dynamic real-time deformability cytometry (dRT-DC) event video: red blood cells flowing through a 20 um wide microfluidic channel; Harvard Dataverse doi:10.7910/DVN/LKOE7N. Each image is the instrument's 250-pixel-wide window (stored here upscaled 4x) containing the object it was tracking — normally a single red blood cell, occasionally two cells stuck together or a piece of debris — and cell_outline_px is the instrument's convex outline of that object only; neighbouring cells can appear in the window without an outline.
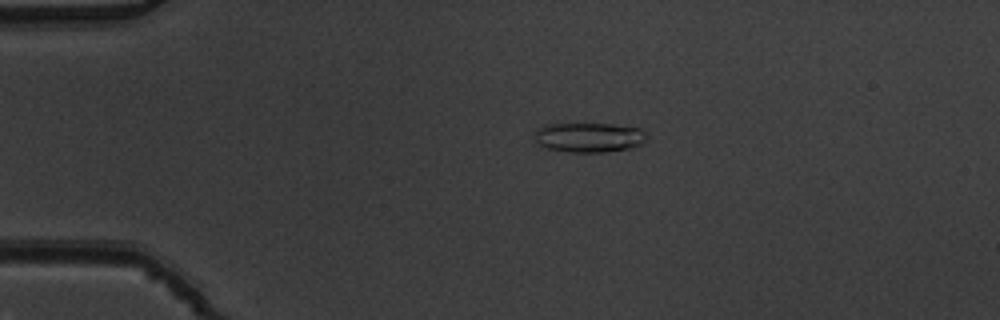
{"species": "common noctule bat (a hibernating species)", "species_latin": "Nyctalus noctula", "temperature_condition": "warm", "stored_images_in_passage": 52, "camera_frame_rate_fps": 3000, "um_per_image_px": 0.085, "animal": {"sex": "male", "body_mass_g": 19.5, "forearm_length_mm": 54.6}, "frame": {"image": 1, "passage_image": 12, "time_ms": 3.667, "image_size_px": [1000, 320], "cell_outline_px": [[648, 140], [644, 144], [628, 148], [604, 152], [572, 152], [548, 148], [536, 144], [536, 132], [544, 124], [612, 124], [640, 128], [648, 136]], "centroid_in_image_um": [50.12, 11.68], "position_along_channel_um": 34.9, "area_um2": 19.36}}
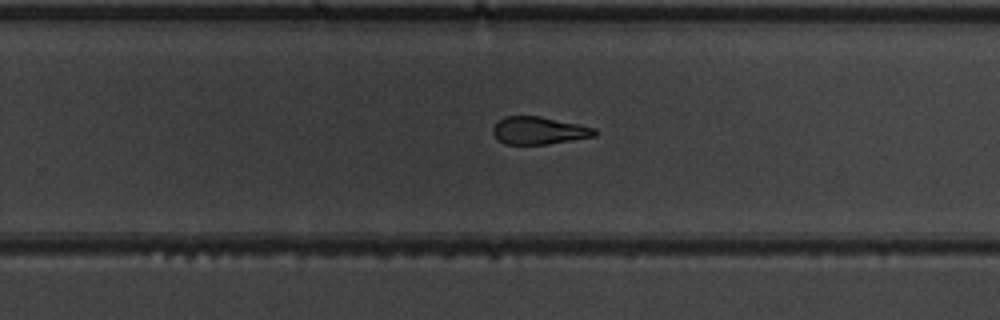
{"frame": {"image": 2, "passage_image": 35, "time_ms": 11.333, "image_size_px": [1000, 320], "cell_outline_px": [[596, 136], [548, 144], [504, 144], [496, 140], [492, 132], [492, 128], [504, 116], [540, 116], [596, 128]], "centroid_in_image_um": [45.78, 11.1], "position_along_channel_um": 284.0, "area_um2": 16.36}}
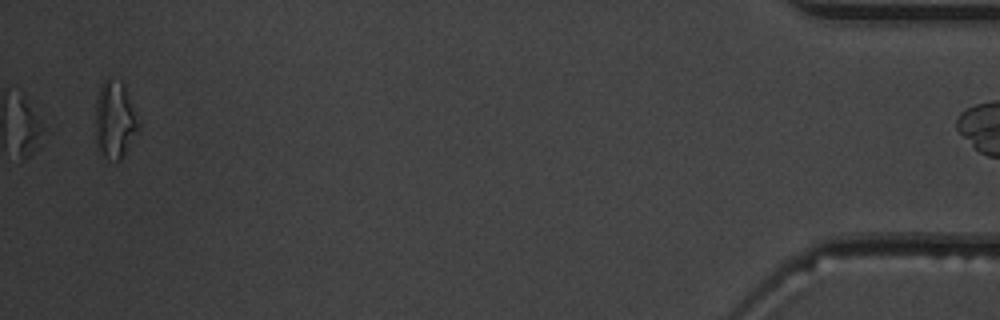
{"frame": {"image": 3, "passage_image": 50, "time_ms": 16.333, "image_size_px": [1000, 320], "cell_outline_px": [[140, 128], [120, 160], [116, 160], [104, 156], [96, 148], [96, 100], [100, 84], [104, 76], [112, 76], [120, 80], [124, 84], [140, 120]], "centroid_in_image_um": [9.76, 10.1], "position_along_channel_um": 425.4, "area_um2": 19.88}, "authors_computed_cell_mechanics": {"area_um2": 17.9758, "velocity_mm_per_s": 3.8539, "shape_relaxation_time_tau1_ms": 6.7156, "shape_relaxation_time_tau2_ms": 3.6787, "deformation_change_tau1": 0.1972, "deformation_change_tau2": 0.1342}}